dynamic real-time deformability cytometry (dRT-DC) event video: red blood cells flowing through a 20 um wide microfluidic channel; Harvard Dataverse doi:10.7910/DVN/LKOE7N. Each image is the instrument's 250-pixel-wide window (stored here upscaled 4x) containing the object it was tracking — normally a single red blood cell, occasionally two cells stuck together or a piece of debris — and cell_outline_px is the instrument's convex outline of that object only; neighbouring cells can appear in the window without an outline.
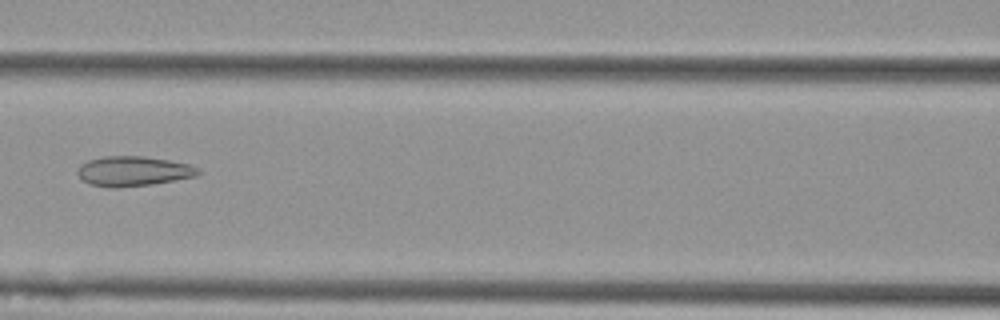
{"species": "Egyptian fruit bat (a non-hibernating species)", "species_latin": "Rousettus aegyptiacus", "temperature_condition": "cold", "stored_images_in_passage": 6, "camera_frame_rate_fps": 3000, "um_per_image_px": 0.085, "animal": {"sex": "female"}, "frame": {"image": 1, "passage_image": 6, "time_ms": 1.667, "image_size_px": [1000, 320], "cell_outline_px": [[200, 172], [196, 176], [152, 184], [116, 188], [112, 188], [92, 184], [84, 180], [76, 172], [80, 164], [88, 160], [104, 156], [144, 156], [168, 160], [188, 164], [200, 168]], "centroid_in_image_um": [11.33, 14.54], "position_along_channel_um": 155.3, "area_um2": 20.87}}